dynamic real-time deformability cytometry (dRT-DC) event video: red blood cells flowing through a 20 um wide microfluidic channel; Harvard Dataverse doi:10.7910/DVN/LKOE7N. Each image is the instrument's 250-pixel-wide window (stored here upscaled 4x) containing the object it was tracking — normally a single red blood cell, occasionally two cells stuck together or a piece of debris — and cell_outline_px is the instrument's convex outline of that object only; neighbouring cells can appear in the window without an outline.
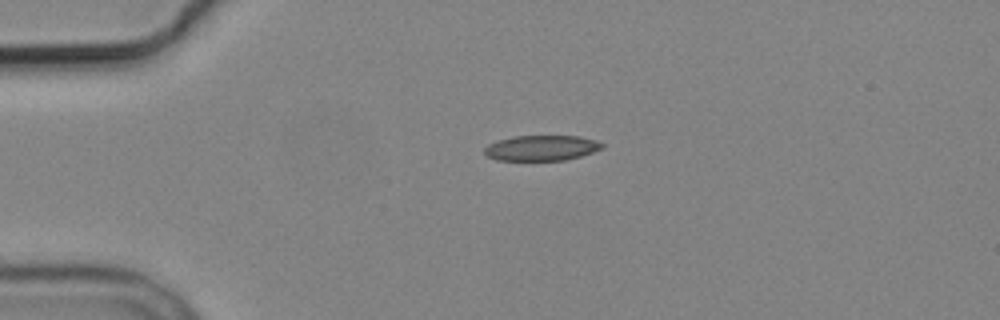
{"species": "common noctule bat (a hibernating species)", "species_latin": "Nyctalus noctula", "temperature_condition": "cold", "stored_images_in_passage": 2, "camera_frame_rate_fps": 3000, "um_per_image_px": 0.085, "animal": {"sex": "male", "body_mass_g": 19.2, "forearm_length_mm": 51.8}, "frame": {"image": 1, "passage_image": 1, "time_ms": 0.0, "image_size_px": [1000, 320], "cell_outline_px": [[604, 148], [580, 156], [564, 160], [496, 160], [488, 156], [484, 152], [484, 148], [488, 144], [512, 136], [580, 136], [596, 140], [604, 144]], "centroid_in_image_um": [46.04, 12.57], "position_along_channel_um": 39.0, "area_um2": 17.34}}